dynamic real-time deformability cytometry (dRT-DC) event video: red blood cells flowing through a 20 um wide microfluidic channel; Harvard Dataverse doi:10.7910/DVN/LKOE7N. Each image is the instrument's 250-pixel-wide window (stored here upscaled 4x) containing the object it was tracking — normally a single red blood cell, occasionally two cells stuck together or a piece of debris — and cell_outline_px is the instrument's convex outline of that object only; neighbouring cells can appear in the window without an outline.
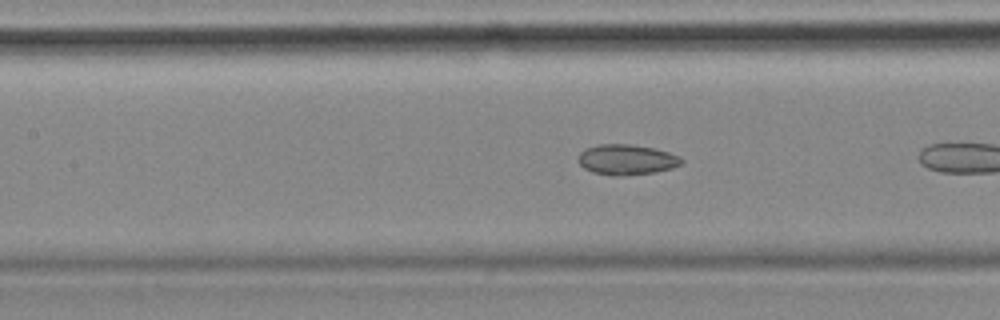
{"species": "common noctule bat (a hibernating species)", "species_latin": "Nyctalus noctula", "temperature_condition": "cold", "stored_images_in_passage": 10, "camera_frame_rate_fps": 3000, "um_per_image_px": 0.085, "animal": {"sex": "female", "body_mass_g": 18.4}, "frame": {"image": 1, "passage_image": 9, "time_ms": 2.667, "image_size_px": [1000, 320], "cell_outline_px": [[684, 160], [680, 164], [672, 168], [656, 172], [620, 176], [612, 176], [592, 172], [584, 168], [580, 164], [576, 156], [584, 148], [600, 144], [632, 144], [652, 148], [668, 152], [680, 156]], "centroid_in_image_um": [53.23, 13.57], "position_along_channel_um": 154.2, "area_um2": 18.44}}